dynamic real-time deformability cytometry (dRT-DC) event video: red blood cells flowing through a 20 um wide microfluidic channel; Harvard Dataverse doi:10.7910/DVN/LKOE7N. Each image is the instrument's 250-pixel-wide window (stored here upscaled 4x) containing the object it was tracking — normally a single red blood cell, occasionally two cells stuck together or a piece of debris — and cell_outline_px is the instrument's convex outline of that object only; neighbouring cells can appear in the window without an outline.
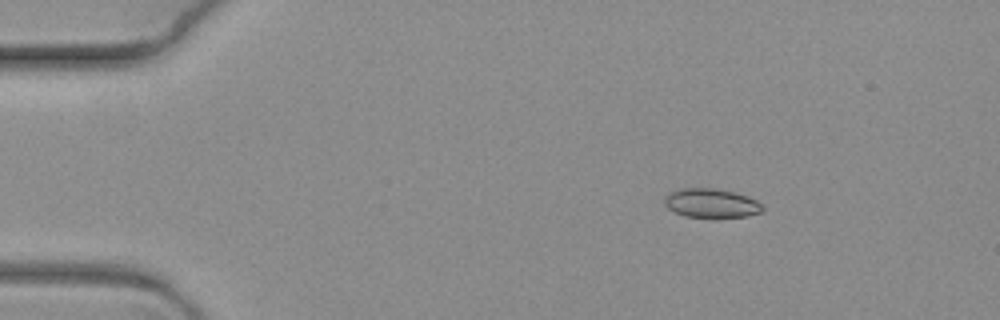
{"species": "common noctule bat (a hibernating species)", "species_latin": "Nyctalus noctula", "temperature_condition": "warm", "stored_images_in_passage": 5, "camera_frame_rate_fps": 3000, "um_per_image_px": 0.085, "animal": {"sex": "female", "body_mass_g": 19.3, "forearm_length_mm": 54.1}, "frame": {"image": 1, "passage_image": 3, "time_ms": 0.667, "image_size_px": [1000, 320], "cell_outline_px": [[764, 208], [760, 212], [748, 216], [712, 220], [684, 216], [668, 208], [664, 204], [664, 196], [680, 188], [712, 188], [732, 192], [748, 196], [756, 200]], "centroid_in_image_um": [60.45, 17.32], "position_along_channel_um": 24.6, "area_um2": 17.11}}